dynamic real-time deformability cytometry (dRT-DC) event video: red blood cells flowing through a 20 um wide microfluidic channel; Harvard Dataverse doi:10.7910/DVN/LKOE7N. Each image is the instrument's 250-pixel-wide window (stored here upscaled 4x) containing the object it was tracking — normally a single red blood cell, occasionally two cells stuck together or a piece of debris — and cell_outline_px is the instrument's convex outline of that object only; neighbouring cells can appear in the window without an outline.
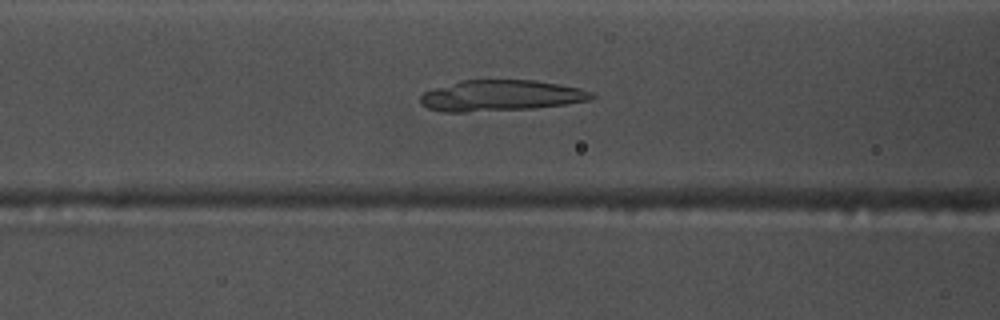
{"species": "common noctule bat (a hibernating species)", "species_latin": "Nyctalus noctula", "temperature_condition": "warm", "stored_images_in_passage": 54, "camera_frame_rate_fps": 3000, "um_per_image_px": 0.085, "animal": {"sex": "male", "body_mass_g": 17.5, "forearm_length_mm": 52.3}, "frame": {"image": 1, "passage_image": 21, "time_ms": 6.667, "image_size_px": [1000, 320], "cell_outline_px": [[596, 96], [588, 100], [564, 104], [532, 108], [464, 112], [440, 112], [428, 108], [420, 104], [420, 96], [424, 92], [460, 80], [536, 80], [560, 84], [580, 88], [592, 92]], "centroid_in_image_um": [42.55, 8.12], "position_along_channel_um": 124.1, "area_um2": 30.81}}
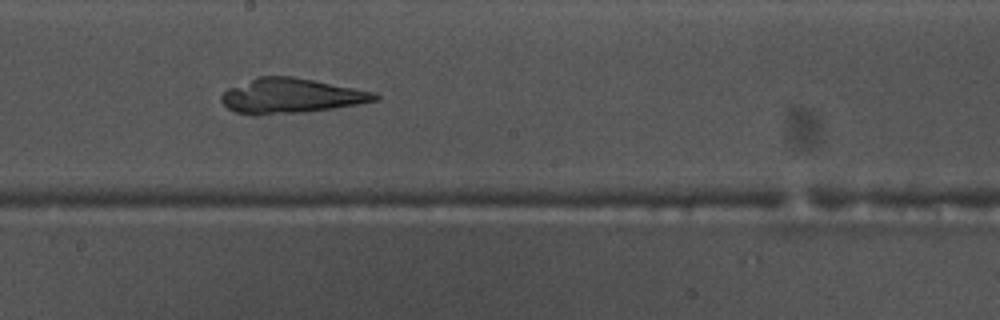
{"frame": {"image": 2, "passage_image": 29, "time_ms": 9.333, "image_size_px": [1000, 320], "cell_outline_px": [[380, 96], [376, 100], [356, 104], [332, 108], [300, 112], [260, 116], [252, 116], [236, 112], [228, 108], [220, 100], [220, 96], [228, 88], [260, 76], [292, 76], [376, 92]], "centroid_in_image_um": [24.69, 8.16], "position_along_channel_um": 223.5, "area_um2": 31.04}}
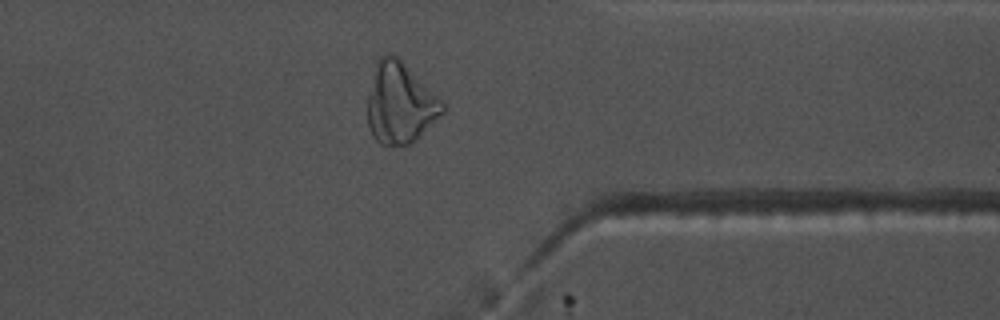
{"frame": {"image": 3, "passage_image": 42, "time_ms": 13.667, "image_size_px": [1000, 320], "cell_outline_px": [[444, 112], [416, 140], [408, 144], [380, 144], [372, 136], [368, 128], [368, 96], [376, 60], [380, 56], [388, 52], [392, 52], [444, 104]], "centroid_in_image_um": [33.96, 8.78], "position_along_channel_um": 377.4, "area_um2": 34.62}}